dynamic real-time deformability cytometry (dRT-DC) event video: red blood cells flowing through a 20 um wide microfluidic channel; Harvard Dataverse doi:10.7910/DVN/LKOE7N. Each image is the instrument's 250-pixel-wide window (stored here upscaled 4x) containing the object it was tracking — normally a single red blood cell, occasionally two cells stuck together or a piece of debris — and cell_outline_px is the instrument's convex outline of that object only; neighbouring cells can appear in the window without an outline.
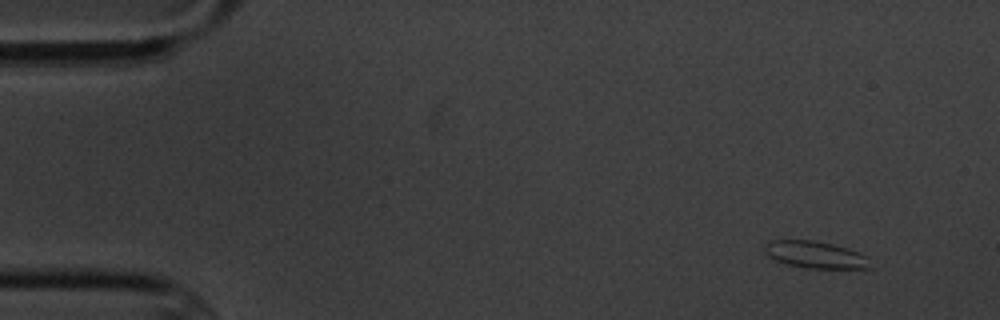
{"species": "common noctule bat (a hibernating species)", "species_latin": "Nyctalus noctula", "temperature_condition": "cold", "stored_images_in_passage": 6, "camera_frame_rate_fps": 3000, "um_per_image_px": 0.085, "animal": {"sex": "male", "body_mass_g": 20.1, "forearm_length_mm": 53.5}, "frame": {"image": 1, "passage_image": 1, "time_ms": 0.0, "image_size_px": [1000, 320], "cell_outline_px": [[872, 268], [804, 268], [784, 264], [768, 256], [764, 248], [764, 244], [772, 240], [812, 240], [832, 244], [848, 248], [868, 256]], "centroid_in_image_um": [69.3, 21.65], "position_along_channel_um": 15.7, "area_um2": 16.7}}
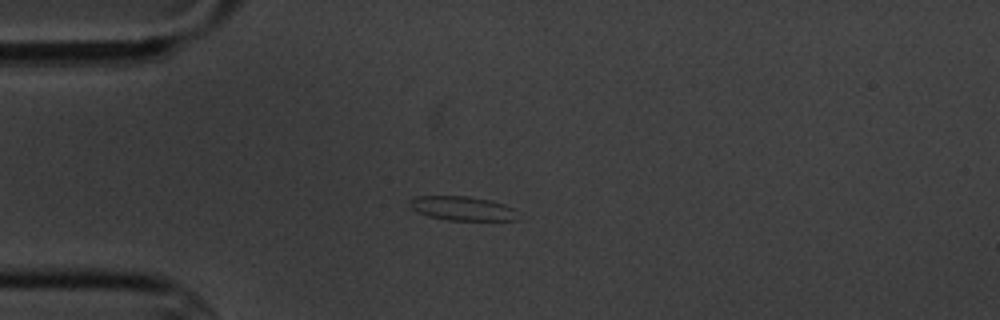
{"frame": {"image": 2, "passage_image": 4, "time_ms": 3.333, "image_size_px": [1000, 320], "cell_outline_px": [[516, 220], [448, 220], [428, 216], [416, 212], [408, 204], [408, 200], [416, 196], [468, 196], [492, 200], [504, 204], [512, 208]], "centroid_in_image_um": [39.21, 17.7], "position_along_channel_um": 45.8, "area_um2": 15.14}}
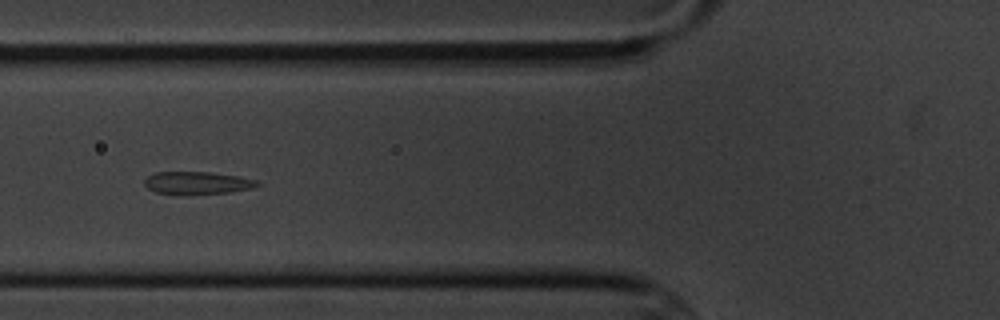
{"frame": {"image": 3, "passage_image": 6, "time_ms": 5.667, "image_size_px": [1000, 320], "cell_outline_px": [[260, 184], [252, 188], [228, 192], [180, 196], [156, 192], [148, 188], [144, 184], [144, 180], [148, 176], [156, 172], [208, 172], [236, 176], [256, 180]], "centroid_in_image_um": [16.7, 15.57], "position_along_channel_um": 109.1, "area_um2": 14.97}}